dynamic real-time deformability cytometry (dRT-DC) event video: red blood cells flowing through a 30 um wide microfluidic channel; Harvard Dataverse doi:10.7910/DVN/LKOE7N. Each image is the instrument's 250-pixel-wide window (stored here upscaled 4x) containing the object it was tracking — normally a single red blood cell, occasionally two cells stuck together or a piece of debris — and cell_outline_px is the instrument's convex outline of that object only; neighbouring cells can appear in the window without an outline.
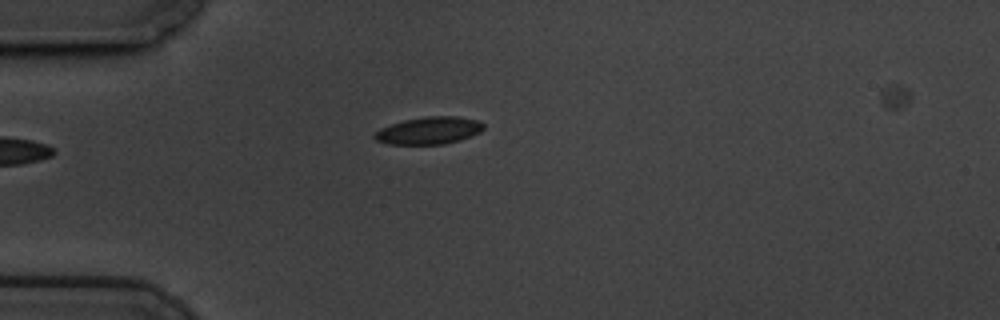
{"species": "common noctule bat (a hibernating species)", "species_latin": "Nyctalus noctula", "temperature_condition": "cold", "stored_images_in_passage": 2, "camera_frame_rate_fps": 3000, "um_per_image_px": 0.085, "animal": {"sex": "male", "body_mass_g": 19.5, "forearm_length_mm": 54.6}, "frame": {"image": 1, "passage_image": 2, "time_ms": 0.333, "image_size_px": [1000, 320], "cell_outline_px": [[484, 128], [480, 132], [460, 140], [444, 144], [388, 144], [376, 140], [372, 136], [380, 128], [404, 120], [424, 116], [456, 116], [476, 120], [484, 124]], "centroid_in_image_um": [36.45, 11.09], "position_along_channel_um": 48.5, "area_um2": 17.28}}